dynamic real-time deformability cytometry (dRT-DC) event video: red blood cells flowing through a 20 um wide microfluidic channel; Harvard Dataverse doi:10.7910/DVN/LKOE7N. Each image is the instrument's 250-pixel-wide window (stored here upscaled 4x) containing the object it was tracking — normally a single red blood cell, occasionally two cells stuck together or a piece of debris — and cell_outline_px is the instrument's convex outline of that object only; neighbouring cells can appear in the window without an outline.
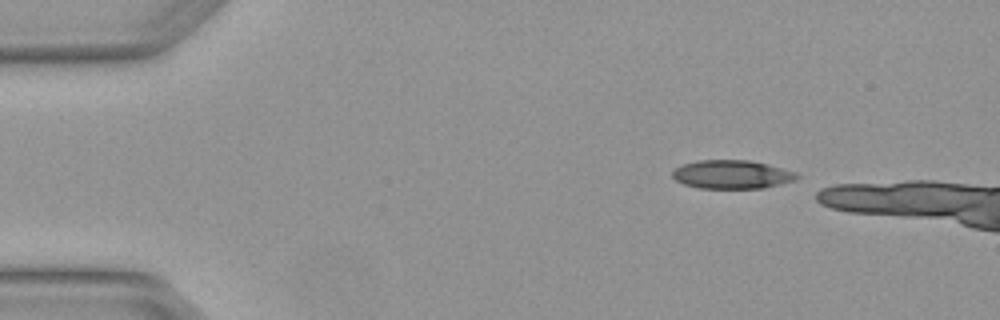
{"species": "Egyptian fruit bat (a non-hibernating species)", "species_latin": "Rousettus aegyptiacus", "temperature_condition": "warm", "stored_images_in_passage": 3, "camera_frame_rate_fps": 3000, "um_per_image_px": 0.085, "animal": {"sex": "female"}, "frame": {"image": 1, "passage_image": 1, "time_ms": 0.0, "image_size_px": [1000, 320], "cell_outline_px": [[800, 176], [796, 180], [764, 188], [700, 188], [684, 184], [676, 180], [672, 176], [672, 172], [676, 168], [684, 164], [696, 160], [748, 160], [768, 164], [796, 172]], "centroid_in_image_um": [62.23, 14.82], "position_along_channel_um": 22.8, "area_um2": 20.69}}